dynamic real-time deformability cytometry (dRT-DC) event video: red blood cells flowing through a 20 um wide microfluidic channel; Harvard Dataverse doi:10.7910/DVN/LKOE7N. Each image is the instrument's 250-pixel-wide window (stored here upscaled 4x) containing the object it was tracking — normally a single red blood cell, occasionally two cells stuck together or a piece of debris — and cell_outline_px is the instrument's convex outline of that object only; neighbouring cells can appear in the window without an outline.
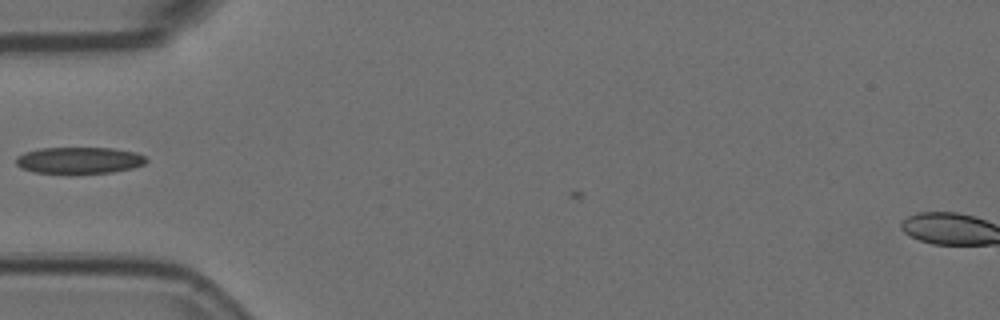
{"species": "Egyptian fruit bat (a non-hibernating species)", "species_latin": "Rousettus aegyptiacus", "temperature_condition": "room temperature", "stored_images_in_passage": 4, "camera_frame_rate_fps": 3000, "um_per_image_px": 0.085, "animal": {"sex": "female"}, "frame": {"image": 1, "passage_image": 4, "time_ms": 1.0, "image_size_px": [1000, 320], "cell_outline_px": [[148, 160], [144, 164], [132, 168], [112, 172], [68, 176], [32, 172], [20, 168], [16, 164], [16, 156], [24, 152], [40, 148], [112, 148], [136, 152], [144, 156]], "centroid_in_image_um": [6.67, 13.67], "position_along_channel_um": 78.3, "area_um2": 21.04}}